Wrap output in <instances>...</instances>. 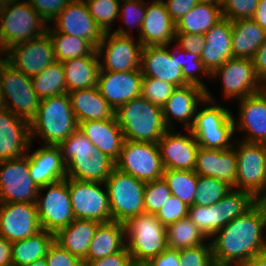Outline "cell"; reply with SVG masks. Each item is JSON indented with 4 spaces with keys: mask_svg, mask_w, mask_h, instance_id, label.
Listing matches in <instances>:
<instances>
[{
    "mask_svg": "<svg viewBox=\"0 0 266 266\" xmlns=\"http://www.w3.org/2000/svg\"><path fill=\"white\" fill-rule=\"evenodd\" d=\"M36 203H0V235L9 242L41 231Z\"/></svg>",
    "mask_w": 266,
    "mask_h": 266,
    "instance_id": "cell-19",
    "label": "cell"
},
{
    "mask_svg": "<svg viewBox=\"0 0 266 266\" xmlns=\"http://www.w3.org/2000/svg\"><path fill=\"white\" fill-rule=\"evenodd\" d=\"M31 144L30 123L6 108L1 111L0 162L23 157L30 150Z\"/></svg>",
    "mask_w": 266,
    "mask_h": 266,
    "instance_id": "cell-24",
    "label": "cell"
},
{
    "mask_svg": "<svg viewBox=\"0 0 266 266\" xmlns=\"http://www.w3.org/2000/svg\"><path fill=\"white\" fill-rule=\"evenodd\" d=\"M12 243L0 235V266H13Z\"/></svg>",
    "mask_w": 266,
    "mask_h": 266,
    "instance_id": "cell-60",
    "label": "cell"
},
{
    "mask_svg": "<svg viewBox=\"0 0 266 266\" xmlns=\"http://www.w3.org/2000/svg\"><path fill=\"white\" fill-rule=\"evenodd\" d=\"M244 266H266V252L258 254V255H255Z\"/></svg>",
    "mask_w": 266,
    "mask_h": 266,
    "instance_id": "cell-63",
    "label": "cell"
},
{
    "mask_svg": "<svg viewBox=\"0 0 266 266\" xmlns=\"http://www.w3.org/2000/svg\"><path fill=\"white\" fill-rule=\"evenodd\" d=\"M102 182L68 178L72 212L75 219L93 220L99 223L112 221L107 188Z\"/></svg>",
    "mask_w": 266,
    "mask_h": 266,
    "instance_id": "cell-14",
    "label": "cell"
},
{
    "mask_svg": "<svg viewBox=\"0 0 266 266\" xmlns=\"http://www.w3.org/2000/svg\"><path fill=\"white\" fill-rule=\"evenodd\" d=\"M115 116L125 140L158 143L168 130L162 108L142 96L121 105Z\"/></svg>",
    "mask_w": 266,
    "mask_h": 266,
    "instance_id": "cell-3",
    "label": "cell"
},
{
    "mask_svg": "<svg viewBox=\"0 0 266 266\" xmlns=\"http://www.w3.org/2000/svg\"><path fill=\"white\" fill-rule=\"evenodd\" d=\"M233 188L224 181L213 177L198 175L194 205L210 206L219 202Z\"/></svg>",
    "mask_w": 266,
    "mask_h": 266,
    "instance_id": "cell-43",
    "label": "cell"
},
{
    "mask_svg": "<svg viewBox=\"0 0 266 266\" xmlns=\"http://www.w3.org/2000/svg\"><path fill=\"white\" fill-rule=\"evenodd\" d=\"M198 3L221 4L219 0H196Z\"/></svg>",
    "mask_w": 266,
    "mask_h": 266,
    "instance_id": "cell-66",
    "label": "cell"
},
{
    "mask_svg": "<svg viewBox=\"0 0 266 266\" xmlns=\"http://www.w3.org/2000/svg\"><path fill=\"white\" fill-rule=\"evenodd\" d=\"M220 76L225 98L243 99L264 89L258 79L253 61L247 58H230L216 69L210 78Z\"/></svg>",
    "mask_w": 266,
    "mask_h": 266,
    "instance_id": "cell-16",
    "label": "cell"
},
{
    "mask_svg": "<svg viewBox=\"0 0 266 266\" xmlns=\"http://www.w3.org/2000/svg\"><path fill=\"white\" fill-rule=\"evenodd\" d=\"M122 7L119 6V16L122 15L124 24L132 30L136 25L141 31L142 23L146 15V2L144 0H121Z\"/></svg>",
    "mask_w": 266,
    "mask_h": 266,
    "instance_id": "cell-51",
    "label": "cell"
},
{
    "mask_svg": "<svg viewBox=\"0 0 266 266\" xmlns=\"http://www.w3.org/2000/svg\"><path fill=\"white\" fill-rule=\"evenodd\" d=\"M131 262V255L127 246H125L121 251L110 254L102 259L86 261L85 266H129Z\"/></svg>",
    "mask_w": 266,
    "mask_h": 266,
    "instance_id": "cell-56",
    "label": "cell"
},
{
    "mask_svg": "<svg viewBox=\"0 0 266 266\" xmlns=\"http://www.w3.org/2000/svg\"><path fill=\"white\" fill-rule=\"evenodd\" d=\"M204 37L205 46L200 59L207 71L212 74L228 59L233 58L232 21L223 17L204 34Z\"/></svg>",
    "mask_w": 266,
    "mask_h": 266,
    "instance_id": "cell-28",
    "label": "cell"
},
{
    "mask_svg": "<svg viewBox=\"0 0 266 266\" xmlns=\"http://www.w3.org/2000/svg\"><path fill=\"white\" fill-rule=\"evenodd\" d=\"M176 88L169 82L143 77L141 96L162 108Z\"/></svg>",
    "mask_w": 266,
    "mask_h": 266,
    "instance_id": "cell-48",
    "label": "cell"
},
{
    "mask_svg": "<svg viewBox=\"0 0 266 266\" xmlns=\"http://www.w3.org/2000/svg\"><path fill=\"white\" fill-rule=\"evenodd\" d=\"M223 18L221 4L198 3L176 23V33L205 34Z\"/></svg>",
    "mask_w": 266,
    "mask_h": 266,
    "instance_id": "cell-37",
    "label": "cell"
},
{
    "mask_svg": "<svg viewBox=\"0 0 266 266\" xmlns=\"http://www.w3.org/2000/svg\"><path fill=\"white\" fill-rule=\"evenodd\" d=\"M104 186L108 192L112 221L125 223L132 217L145 214V182L115 167Z\"/></svg>",
    "mask_w": 266,
    "mask_h": 266,
    "instance_id": "cell-6",
    "label": "cell"
},
{
    "mask_svg": "<svg viewBox=\"0 0 266 266\" xmlns=\"http://www.w3.org/2000/svg\"><path fill=\"white\" fill-rule=\"evenodd\" d=\"M162 2L175 23L198 4L196 0H162Z\"/></svg>",
    "mask_w": 266,
    "mask_h": 266,
    "instance_id": "cell-57",
    "label": "cell"
},
{
    "mask_svg": "<svg viewBox=\"0 0 266 266\" xmlns=\"http://www.w3.org/2000/svg\"><path fill=\"white\" fill-rule=\"evenodd\" d=\"M46 32L51 39L58 62H65L83 56H93L97 52V49L86 39L58 33L49 26Z\"/></svg>",
    "mask_w": 266,
    "mask_h": 266,
    "instance_id": "cell-39",
    "label": "cell"
},
{
    "mask_svg": "<svg viewBox=\"0 0 266 266\" xmlns=\"http://www.w3.org/2000/svg\"><path fill=\"white\" fill-rule=\"evenodd\" d=\"M99 224L93 220L74 219L67 227L59 229L54 234L55 242L84 261Z\"/></svg>",
    "mask_w": 266,
    "mask_h": 266,
    "instance_id": "cell-32",
    "label": "cell"
},
{
    "mask_svg": "<svg viewBox=\"0 0 266 266\" xmlns=\"http://www.w3.org/2000/svg\"><path fill=\"white\" fill-rule=\"evenodd\" d=\"M175 41L179 48L189 53L201 55L205 46L204 34L176 33Z\"/></svg>",
    "mask_w": 266,
    "mask_h": 266,
    "instance_id": "cell-55",
    "label": "cell"
},
{
    "mask_svg": "<svg viewBox=\"0 0 266 266\" xmlns=\"http://www.w3.org/2000/svg\"><path fill=\"white\" fill-rule=\"evenodd\" d=\"M166 236L168 248L176 250L196 247L208 240L188 217L168 225Z\"/></svg>",
    "mask_w": 266,
    "mask_h": 266,
    "instance_id": "cell-41",
    "label": "cell"
},
{
    "mask_svg": "<svg viewBox=\"0 0 266 266\" xmlns=\"http://www.w3.org/2000/svg\"><path fill=\"white\" fill-rule=\"evenodd\" d=\"M239 118L234 128L248 133L242 141L266 144V90L238 100Z\"/></svg>",
    "mask_w": 266,
    "mask_h": 266,
    "instance_id": "cell-26",
    "label": "cell"
},
{
    "mask_svg": "<svg viewBox=\"0 0 266 266\" xmlns=\"http://www.w3.org/2000/svg\"><path fill=\"white\" fill-rule=\"evenodd\" d=\"M265 228L264 213L255 203L209 239L214 261L244 266L255 255L266 252V238L262 235Z\"/></svg>",
    "mask_w": 266,
    "mask_h": 266,
    "instance_id": "cell-1",
    "label": "cell"
},
{
    "mask_svg": "<svg viewBox=\"0 0 266 266\" xmlns=\"http://www.w3.org/2000/svg\"><path fill=\"white\" fill-rule=\"evenodd\" d=\"M6 61V58L2 59L0 57V75H1V67H2V64Z\"/></svg>",
    "mask_w": 266,
    "mask_h": 266,
    "instance_id": "cell-70",
    "label": "cell"
},
{
    "mask_svg": "<svg viewBox=\"0 0 266 266\" xmlns=\"http://www.w3.org/2000/svg\"><path fill=\"white\" fill-rule=\"evenodd\" d=\"M78 129L95 146L96 150L116 161L125 141L116 116L105 120H90L78 123Z\"/></svg>",
    "mask_w": 266,
    "mask_h": 266,
    "instance_id": "cell-29",
    "label": "cell"
},
{
    "mask_svg": "<svg viewBox=\"0 0 266 266\" xmlns=\"http://www.w3.org/2000/svg\"><path fill=\"white\" fill-rule=\"evenodd\" d=\"M48 266H85V262L73 256L55 241L45 256Z\"/></svg>",
    "mask_w": 266,
    "mask_h": 266,
    "instance_id": "cell-54",
    "label": "cell"
},
{
    "mask_svg": "<svg viewBox=\"0 0 266 266\" xmlns=\"http://www.w3.org/2000/svg\"><path fill=\"white\" fill-rule=\"evenodd\" d=\"M62 159L68 161H85L95 155L96 148L89 139L77 129L68 139L58 145Z\"/></svg>",
    "mask_w": 266,
    "mask_h": 266,
    "instance_id": "cell-44",
    "label": "cell"
},
{
    "mask_svg": "<svg viewBox=\"0 0 266 266\" xmlns=\"http://www.w3.org/2000/svg\"><path fill=\"white\" fill-rule=\"evenodd\" d=\"M54 241V233L41 230L31 237L12 242L13 266H25L45 257Z\"/></svg>",
    "mask_w": 266,
    "mask_h": 266,
    "instance_id": "cell-38",
    "label": "cell"
},
{
    "mask_svg": "<svg viewBox=\"0 0 266 266\" xmlns=\"http://www.w3.org/2000/svg\"><path fill=\"white\" fill-rule=\"evenodd\" d=\"M150 266H181L180 250L166 248L161 254L148 261Z\"/></svg>",
    "mask_w": 266,
    "mask_h": 266,
    "instance_id": "cell-58",
    "label": "cell"
},
{
    "mask_svg": "<svg viewBox=\"0 0 266 266\" xmlns=\"http://www.w3.org/2000/svg\"><path fill=\"white\" fill-rule=\"evenodd\" d=\"M258 2L259 0H224L221 2L223 17L231 21L252 18Z\"/></svg>",
    "mask_w": 266,
    "mask_h": 266,
    "instance_id": "cell-50",
    "label": "cell"
},
{
    "mask_svg": "<svg viewBox=\"0 0 266 266\" xmlns=\"http://www.w3.org/2000/svg\"><path fill=\"white\" fill-rule=\"evenodd\" d=\"M0 22L7 52L16 44L41 36L48 27V24L27 0H22V2L21 0H7L4 11L0 15Z\"/></svg>",
    "mask_w": 266,
    "mask_h": 266,
    "instance_id": "cell-9",
    "label": "cell"
},
{
    "mask_svg": "<svg viewBox=\"0 0 266 266\" xmlns=\"http://www.w3.org/2000/svg\"><path fill=\"white\" fill-rule=\"evenodd\" d=\"M4 109H5V105H4L3 97L0 92V112L3 111Z\"/></svg>",
    "mask_w": 266,
    "mask_h": 266,
    "instance_id": "cell-69",
    "label": "cell"
},
{
    "mask_svg": "<svg viewBox=\"0 0 266 266\" xmlns=\"http://www.w3.org/2000/svg\"><path fill=\"white\" fill-rule=\"evenodd\" d=\"M236 146H233L237 158L234 189L246 191L257 199L266 191V144L240 141Z\"/></svg>",
    "mask_w": 266,
    "mask_h": 266,
    "instance_id": "cell-12",
    "label": "cell"
},
{
    "mask_svg": "<svg viewBox=\"0 0 266 266\" xmlns=\"http://www.w3.org/2000/svg\"><path fill=\"white\" fill-rule=\"evenodd\" d=\"M5 56L9 64L29 77L39 74L56 62L53 45L47 32L12 46Z\"/></svg>",
    "mask_w": 266,
    "mask_h": 266,
    "instance_id": "cell-17",
    "label": "cell"
},
{
    "mask_svg": "<svg viewBox=\"0 0 266 266\" xmlns=\"http://www.w3.org/2000/svg\"><path fill=\"white\" fill-rule=\"evenodd\" d=\"M162 178L167 183L172 195L178 197L189 207L194 205L198 180L195 171L166 169Z\"/></svg>",
    "mask_w": 266,
    "mask_h": 266,
    "instance_id": "cell-42",
    "label": "cell"
},
{
    "mask_svg": "<svg viewBox=\"0 0 266 266\" xmlns=\"http://www.w3.org/2000/svg\"><path fill=\"white\" fill-rule=\"evenodd\" d=\"M256 75L263 85L266 84V41L257 49L252 58Z\"/></svg>",
    "mask_w": 266,
    "mask_h": 266,
    "instance_id": "cell-59",
    "label": "cell"
},
{
    "mask_svg": "<svg viewBox=\"0 0 266 266\" xmlns=\"http://www.w3.org/2000/svg\"><path fill=\"white\" fill-rule=\"evenodd\" d=\"M235 117L230 110L220 105L207 106L196 113L189 128L198 145L206 149L227 150L235 133Z\"/></svg>",
    "mask_w": 266,
    "mask_h": 266,
    "instance_id": "cell-7",
    "label": "cell"
},
{
    "mask_svg": "<svg viewBox=\"0 0 266 266\" xmlns=\"http://www.w3.org/2000/svg\"><path fill=\"white\" fill-rule=\"evenodd\" d=\"M181 266H212L214 264L211 243L180 249Z\"/></svg>",
    "mask_w": 266,
    "mask_h": 266,
    "instance_id": "cell-49",
    "label": "cell"
},
{
    "mask_svg": "<svg viewBox=\"0 0 266 266\" xmlns=\"http://www.w3.org/2000/svg\"><path fill=\"white\" fill-rule=\"evenodd\" d=\"M125 241L132 261L148 262L167 247L166 227L156 215L141 214L125 223Z\"/></svg>",
    "mask_w": 266,
    "mask_h": 266,
    "instance_id": "cell-5",
    "label": "cell"
},
{
    "mask_svg": "<svg viewBox=\"0 0 266 266\" xmlns=\"http://www.w3.org/2000/svg\"><path fill=\"white\" fill-rule=\"evenodd\" d=\"M77 123L115 117V110L102 97L97 86L68 93Z\"/></svg>",
    "mask_w": 266,
    "mask_h": 266,
    "instance_id": "cell-31",
    "label": "cell"
},
{
    "mask_svg": "<svg viewBox=\"0 0 266 266\" xmlns=\"http://www.w3.org/2000/svg\"><path fill=\"white\" fill-rule=\"evenodd\" d=\"M115 167L145 183L162 178L158 143L125 140Z\"/></svg>",
    "mask_w": 266,
    "mask_h": 266,
    "instance_id": "cell-10",
    "label": "cell"
},
{
    "mask_svg": "<svg viewBox=\"0 0 266 266\" xmlns=\"http://www.w3.org/2000/svg\"><path fill=\"white\" fill-rule=\"evenodd\" d=\"M212 266H242L240 264H230V263H219L214 261V264Z\"/></svg>",
    "mask_w": 266,
    "mask_h": 266,
    "instance_id": "cell-67",
    "label": "cell"
},
{
    "mask_svg": "<svg viewBox=\"0 0 266 266\" xmlns=\"http://www.w3.org/2000/svg\"><path fill=\"white\" fill-rule=\"evenodd\" d=\"M33 89L43 100L67 93V86L62 62H54L39 74L31 77Z\"/></svg>",
    "mask_w": 266,
    "mask_h": 266,
    "instance_id": "cell-40",
    "label": "cell"
},
{
    "mask_svg": "<svg viewBox=\"0 0 266 266\" xmlns=\"http://www.w3.org/2000/svg\"><path fill=\"white\" fill-rule=\"evenodd\" d=\"M194 171L197 175L224 181L234 189L237 177L235 148L219 150L199 147Z\"/></svg>",
    "mask_w": 266,
    "mask_h": 266,
    "instance_id": "cell-27",
    "label": "cell"
},
{
    "mask_svg": "<svg viewBox=\"0 0 266 266\" xmlns=\"http://www.w3.org/2000/svg\"><path fill=\"white\" fill-rule=\"evenodd\" d=\"M7 0H0V15L4 11L5 5H6ZM1 52L4 54V56L7 53V45L5 42V37L2 32V27H1V22H0V54ZM5 52V53H4Z\"/></svg>",
    "mask_w": 266,
    "mask_h": 266,
    "instance_id": "cell-62",
    "label": "cell"
},
{
    "mask_svg": "<svg viewBox=\"0 0 266 266\" xmlns=\"http://www.w3.org/2000/svg\"><path fill=\"white\" fill-rule=\"evenodd\" d=\"M129 266H150L148 262H135L132 261Z\"/></svg>",
    "mask_w": 266,
    "mask_h": 266,
    "instance_id": "cell-68",
    "label": "cell"
},
{
    "mask_svg": "<svg viewBox=\"0 0 266 266\" xmlns=\"http://www.w3.org/2000/svg\"><path fill=\"white\" fill-rule=\"evenodd\" d=\"M29 157L30 177L38 187L60 181L67 177L66 164L58 146L46 145Z\"/></svg>",
    "mask_w": 266,
    "mask_h": 266,
    "instance_id": "cell-30",
    "label": "cell"
},
{
    "mask_svg": "<svg viewBox=\"0 0 266 266\" xmlns=\"http://www.w3.org/2000/svg\"><path fill=\"white\" fill-rule=\"evenodd\" d=\"M256 203L261 207L266 222V191L256 199Z\"/></svg>",
    "mask_w": 266,
    "mask_h": 266,
    "instance_id": "cell-64",
    "label": "cell"
},
{
    "mask_svg": "<svg viewBox=\"0 0 266 266\" xmlns=\"http://www.w3.org/2000/svg\"><path fill=\"white\" fill-rule=\"evenodd\" d=\"M114 168L115 161L100 150L89 160L66 163L67 177L82 181L105 183Z\"/></svg>",
    "mask_w": 266,
    "mask_h": 266,
    "instance_id": "cell-36",
    "label": "cell"
},
{
    "mask_svg": "<svg viewBox=\"0 0 266 266\" xmlns=\"http://www.w3.org/2000/svg\"><path fill=\"white\" fill-rule=\"evenodd\" d=\"M125 226L122 222L100 223L89 245L84 262L102 259L121 251L126 246Z\"/></svg>",
    "mask_w": 266,
    "mask_h": 266,
    "instance_id": "cell-34",
    "label": "cell"
},
{
    "mask_svg": "<svg viewBox=\"0 0 266 266\" xmlns=\"http://www.w3.org/2000/svg\"><path fill=\"white\" fill-rule=\"evenodd\" d=\"M169 45L145 46L142 49L141 71L143 77L169 82L176 87L188 85L179 67L178 57L168 50Z\"/></svg>",
    "mask_w": 266,
    "mask_h": 266,
    "instance_id": "cell-23",
    "label": "cell"
},
{
    "mask_svg": "<svg viewBox=\"0 0 266 266\" xmlns=\"http://www.w3.org/2000/svg\"><path fill=\"white\" fill-rule=\"evenodd\" d=\"M213 96L209 90L188 84L185 86L177 87L165 105L162 107L163 119L168 129H174L172 126V117L184 123V127L189 129L195 119L198 111V103L207 104L211 102L215 104ZM172 116V117H171Z\"/></svg>",
    "mask_w": 266,
    "mask_h": 266,
    "instance_id": "cell-18",
    "label": "cell"
},
{
    "mask_svg": "<svg viewBox=\"0 0 266 266\" xmlns=\"http://www.w3.org/2000/svg\"><path fill=\"white\" fill-rule=\"evenodd\" d=\"M176 47L177 48H174V57H178L179 67L182 69V75L185 81L188 84L197 85L207 91L208 89L206 88V85L201 81L202 79L195 75V72L197 71L199 72L198 74L203 73L211 77V74L205 68L202 60L200 59V56L195 53L184 51L178 46ZM179 54H181L182 56L180 55L179 57Z\"/></svg>",
    "mask_w": 266,
    "mask_h": 266,
    "instance_id": "cell-46",
    "label": "cell"
},
{
    "mask_svg": "<svg viewBox=\"0 0 266 266\" xmlns=\"http://www.w3.org/2000/svg\"><path fill=\"white\" fill-rule=\"evenodd\" d=\"M52 22L56 24V32L86 39L96 49L104 36L90 15L85 0H71Z\"/></svg>",
    "mask_w": 266,
    "mask_h": 266,
    "instance_id": "cell-20",
    "label": "cell"
},
{
    "mask_svg": "<svg viewBox=\"0 0 266 266\" xmlns=\"http://www.w3.org/2000/svg\"><path fill=\"white\" fill-rule=\"evenodd\" d=\"M41 190H47L43 198H39ZM36 208L42 230L55 234L59 229L67 227L75 219L72 212L68 177L39 187Z\"/></svg>",
    "mask_w": 266,
    "mask_h": 266,
    "instance_id": "cell-13",
    "label": "cell"
},
{
    "mask_svg": "<svg viewBox=\"0 0 266 266\" xmlns=\"http://www.w3.org/2000/svg\"><path fill=\"white\" fill-rule=\"evenodd\" d=\"M255 203L256 199L250 193L232 189L214 205L190 206L188 218L209 239L227 223L243 215Z\"/></svg>",
    "mask_w": 266,
    "mask_h": 266,
    "instance_id": "cell-4",
    "label": "cell"
},
{
    "mask_svg": "<svg viewBox=\"0 0 266 266\" xmlns=\"http://www.w3.org/2000/svg\"><path fill=\"white\" fill-rule=\"evenodd\" d=\"M90 15L105 32H111L110 26L119 19V0H85Z\"/></svg>",
    "mask_w": 266,
    "mask_h": 266,
    "instance_id": "cell-45",
    "label": "cell"
},
{
    "mask_svg": "<svg viewBox=\"0 0 266 266\" xmlns=\"http://www.w3.org/2000/svg\"><path fill=\"white\" fill-rule=\"evenodd\" d=\"M171 196V190L163 178L145 183L143 193L145 213L156 215Z\"/></svg>",
    "mask_w": 266,
    "mask_h": 266,
    "instance_id": "cell-47",
    "label": "cell"
},
{
    "mask_svg": "<svg viewBox=\"0 0 266 266\" xmlns=\"http://www.w3.org/2000/svg\"><path fill=\"white\" fill-rule=\"evenodd\" d=\"M0 203H36L39 187L30 177L29 157L0 162Z\"/></svg>",
    "mask_w": 266,
    "mask_h": 266,
    "instance_id": "cell-15",
    "label": "cell"
},
{
    "mask_svg": "<svg viewBox=\"0 0 266 266\" xmlns=\"http://www.w3.org/2000/svg\"><path fill=\"white\" fill-rule=\"evenodd\" d=\"M189 206L172 195L156 214L158 220L167 227L180 219L188 217Z\"/></svg>",
    "mask_w": 266,
    "mask_h": 266,
    "instance_id": "cell-52",
    "label": "cell"
},
{
    "mask_svg": "<svg viewBox=\"0 0 266 266\" xmlns=\"http://www.w3.org/2000/svg\"><path fill=\"white\" fill-rule=\"evenodd\" d=\"M188 134L189 136H184L175 133L174 129H168L158 141L164 170H195L197 151L200 146L189 129Z\"/></svg>",
    "mask_w": 266,
    "mask_h": 266,
    "instance_id": "cell-22",
    "label": "cell"
},
{
    "mask_svg": "<svg viewBox=\"0 0 266 266\" xmlns=\"http://www.w3.org/2000/svg\"><path fill=\"white\" fill-rule=\"evenodd\" d=\"M266 41V31L252 18L232 21V53L234 58L254 57L257 49Z\"/></svg>",
    "mask_w": 266,
    "mask_h": 266,
    "instance_id": "cell-35",
    "label": "cell"
},
{
    "mask_svg": "<svg viewBox=\"0 0 266 266\" xmlns=\"http://www.w3.org/2000/svg\"><path fill=\"white\" fill-rule=\"evenodd\" d=\"M46 23H51L71 0H27Z\"/></svg>",
    "mask_w": 266,
    "mask_h": 266,
    "instance_id": "cell-53",
    "label": "cell"
},
{
    "mask_svg": "<svg viewBox=\"0 0 266 266\" xmlns=\"http://www.w3.org/2000/svg\"><path fill=\"white\" fill-rule=\"evenodd\" d=\"M25 266H48L45 257L37 259L31 264L25 265Z\"/></svg>",
    "mask_w": 266,
    "mask_h": 266,
    "instance_id": "cell-65",
    "label": "cell"
},
{
    "mask_svg": "<svg viewBox=\"0 0 266 266\" xmlns=\"http://www.w3.org/2000/svg\"><path fill=\"white\" fill-rule=\"evenodd\" d=\"M98 52L93 56H83L62 62L67 93L97 86L101 62Z\"/></svg>",
    "mask_w": 266,
    "mask_h": 266,
    "instance_id": "cell-33",
    "label": "cell"
},
{
    "mask_svg": "<svg viewBox=\"0 0 266 266\" xmlns=\"http://www.w3.org/2000/svg\"><path fill=\"white\" fill-rule=\"evenodd\" d=\"M252 19L266 31V0H259Z\"/></svg>",
    "mask_w": 266,
    "mask_h": 266,
    "instance_id": "cell-61",
    "label": "cell"
},
{
    "mask_svg": "<svg viewBox=\"0 0 266 266\" xmlns=\"http://www.w3.org/2000/svg\"><path fill=\"white\" fill-rule=\"evenodd\" d=\"M119 27L114 32H105L97 52L104 61L101 62L103 71L122 72L130 70H141V59L143 45L138 40L134 42L131 32ZM105 52V53H104Z\"/></svg>",
    "mask_w": 266,
    "mask_h": 266,
    "instance_id": "cell-11",
    "label": "cell"
},
{
    "mask_svg": "<svg viewBox=\"0 0 266 266\" xmlns=\"http://www.w3.org/2000/svg\"><path fill=\"white\" fill-rule=\"evenodd\" d=\"M176 36V23L172 20L162 0L146 3V15L139 34L145 46L171 45Z\"/></svg>",
    "mask_w": 266,
    "mask_h": 266,
    "instance_id": "cell-25",
    "label": "cell"
},
{
    "mask_svg": "<svg viewBox=\"0 0 266 266\" xmlns=\"http://www.w3.org/2000/svg\"><path fill=\"white\" fill-rule=\"evenodd\" d=\"M78 129L68 93L41 100L36 117L30 122L31 141L41 136L45 145L58 146Z\"/></svg>",
    "mask_w": 266,
    "mask_h": 266,
    "instance_id": "cell-2",
    "label": "cell"
},
{
    "mask_svg": "<svg viewBox=\"0 0 266 266\" xmlns=\"http://www.w3.org/2000/svg\"><path fill=\"white\" fill-rule=\"evenodd\" d=\"M0 92L5 108L18 118L30 123L36 117L41 99L33 89L31 77L7 61L1 67Z\"/></svg>",
    "mask_w": 266,
    "mask_h": 266,
    "instance_id": "cell-8",
    "label": "cell"
},
{
    "mask_svg": "<svg viewBox=\"0 0 266 266\" xmlns=\"http://www.w3.org/2000/svg\"><path fill=\"white\" fill-rule=\"evenodd\" d=\"M142 80L141 70L111 72L101 69L97 88L116 111L121 105L141 96Z\"/></svg>",
    "mask_w": 266,
    "mask_h": 266,
    "instance_id": "cell-21",
    "label": "cell"
}]
</instances>
